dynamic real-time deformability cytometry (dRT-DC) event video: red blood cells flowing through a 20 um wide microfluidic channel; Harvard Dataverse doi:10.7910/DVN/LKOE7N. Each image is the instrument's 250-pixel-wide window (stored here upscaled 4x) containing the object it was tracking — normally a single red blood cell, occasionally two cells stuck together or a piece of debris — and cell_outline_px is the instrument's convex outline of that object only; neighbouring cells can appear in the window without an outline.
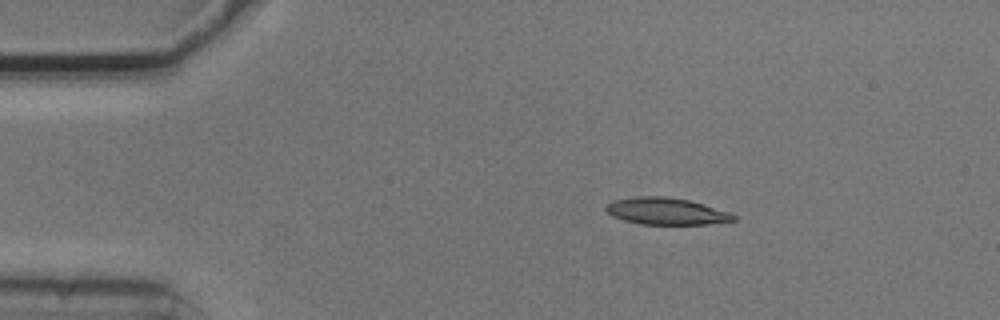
{"species": "common noctule bat (a hibernating species)", "species_latin": "Nyctalus noctula", "temperature_condition": "cold", "stored_images_in_passage": 4, "camera_frame_rate_fps": 3000, "um_per_image_px": 0.085, "animal": {"sex": "male", "body_mass_g": 20.5, "forearm_length_mm": 52.5}, "frame": {"image": 1, "passage_image": 1, "time_ms": 0.0, "image_size_px": [1000, 320], "cell_outline_px": [[736, 220], [708, 224], [640, 224], [624, 220], [612, 216], [604, 208], [604, 204], [612, 200], [636, 196], [664, 196], [688, 200], [704, 204], [732, 212], [736, 216]], "centroid_in_image_um": [56.61, 17.94], "position_along_channel_um": 28.4, "area_um2": 20.17}}
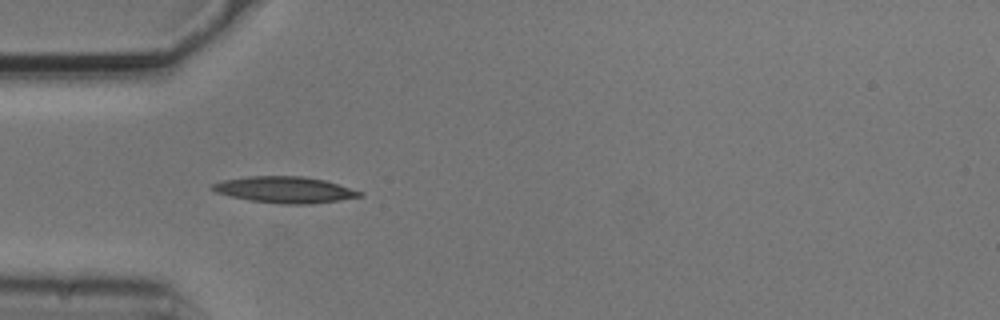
{"frame": {"image": 2, "passage_image": 3, "time_ms": 0.667, "image_size_px": [1000, 320], "cell_outline_px": [[364, 192], [360, 196], [336, 200], [304, 204], [280, 204], [252, 200], [232, 196], [216, 192], [212, 188], [212, 184], [224, 180], [248, 176], [304, 176], [324, 180]], "centroid_in_image_um": [24.2, 16.11], "position_along_channel_um": 60.8, "area_um2": 22.08}}
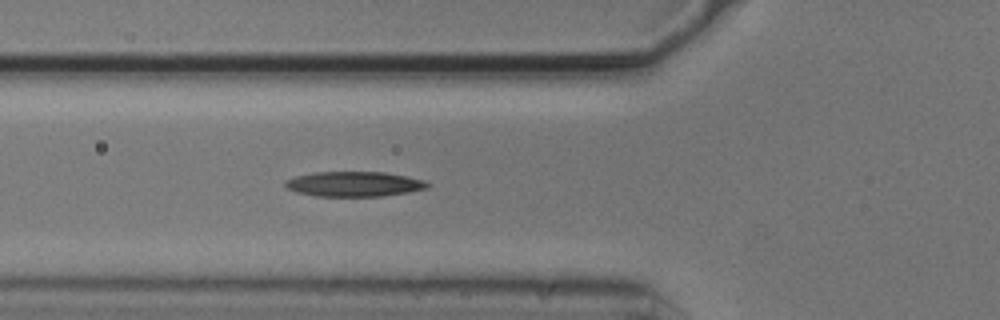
{"frame": {"image": 3, "passage_image": 4, "time_ms": 1.0, "image_size_px": [1000, 320], "cell_outline_px": [[428, 188], [408, 192], [380, 196], [316, 196], [296, 192], [288, 188], [284, 184], [284, 180], [296, 176], [312, 172], [384, 172], [424, 180], [428, 184]], "centroid_in_image_um": [30.05, 15.64], "position_along_channel_um": 95.7, "area_um2": 20.58}}